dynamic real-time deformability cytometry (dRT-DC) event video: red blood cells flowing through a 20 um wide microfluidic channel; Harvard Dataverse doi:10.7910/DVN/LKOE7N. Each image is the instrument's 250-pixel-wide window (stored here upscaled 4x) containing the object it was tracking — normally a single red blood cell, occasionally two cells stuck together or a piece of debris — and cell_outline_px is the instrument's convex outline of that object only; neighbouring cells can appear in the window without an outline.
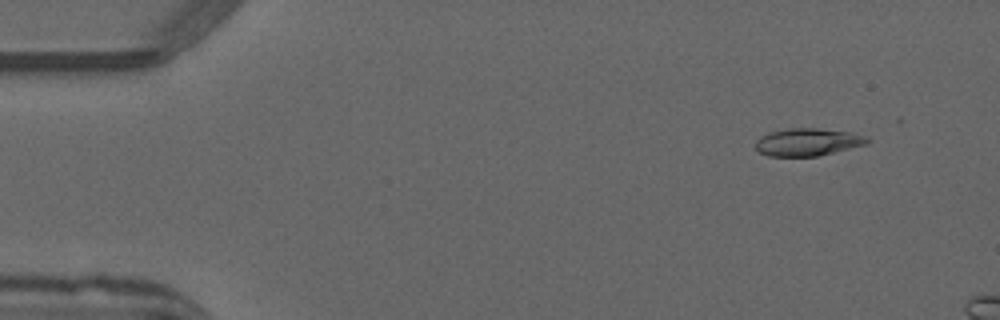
{"species": "common noctule bat (a hibernating species)", "species_latin": "Nyctalus noctula", "temperature_condition": "warm", "stored_images_in_passage": 8, "camera_frame_rate_fps": 3000, "um_per_image_px": 0.085, "animal": {"sex": "male", "forearm_length_mm": 52.5}, "frame": {"image": 1, "passage_image": 5, "time_ms": 1.333, "image_size_px": [1000, 320], "cell_outline_px": [[872, 140], [868, 144], [816, 156], [768, 156], [760, 152], [756, 148], [756, 140], [760, 136], [768, 132], [788, 128], [816, 128], [852, 132], [868, 136]], "centroid_in_image_um": [68.69, 12.06], "position_along_channel_um": 16.3, "area_um2": 18.09}}